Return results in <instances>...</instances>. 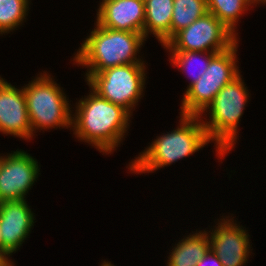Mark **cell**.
<instances>
[{
  "label": "cell",
  "mask_w": 266,
  "mask_h": 266,
  "mask_svg": "<svg viewBox=\"0 0 266 266\" xmlns=\"http://www.w3.org/2000/svg\"><path fill=\"white\" fill-rule=\"evenodd\" d=\"M89 94L72 104V132L76 141L85 142L102 155L110 156L119 149L126 136L132 115L123 107L111 103L89 85Z\"/></svg>",
  "instance_id": "1"
},
{
  "label": "cell",
  "mask_w": 266,
  "mask_h": 266,
  "mask_svg": "<svg viewBox=\"0 0 266 266\" xmlns=\"http://www.w3.org/2000/svg\"><path fill=\"white\" fill-rule=\"evenodd\" d=\"M93 25V29H90L70 59L73 66L86 69L84 82L108 68L147 63L144 53L140 54L147 41L142 33L109 29L100 26L96 21Z\"/></svg>",
  "instance_id": "2"
},
{
  "label": "cell",
  "mask_w": 266,
  "mask_h": 266,
  "mask_svg": "<svg viewBox=\"0 0 266 266\" xmlns=\"http://www.w3.org/2000/svg\"><path fill=\"white\" fill-rule=\"evenodd\" d=\"M179 115V122L173 130L157 134L144 150L128 162V173L134 176L155 173L189 158L212 143L199 116Z\"/></svg>",
  "instance_id": "3"
},
{
  "label": "cell",
  "mask_w": 266,
  "mask_h": 266,
  "mask_svg": "<svg viewBox=\"0 0 266 266\" xmlns=\"http://www.w3.org/2000/svg\"><path fill=\"white\" fill-rule=\"evenodd\" d=\"M243 78L240 74L226 84L199 116L209 140L214 144L217 162L223 163L239 141L240 122L251 100L250 89Z\"/></svg>",
  "instance_id": "4"
},
{
  "label": "cell",
  "mask_w": 266,
  "mask_h": 266,
  "mask_svg": "<svg viewBox=\"0 0 266 266\" xmlns=\"http://www.w3.org/2000/svg\"><path fill=\"white\" fill-rule=\"evenodd\" d=\"M52 75L49 70H42L35 77L32 76L28 83L23 84L33 139L41 131H72L73 101Z\"/></svg>",
  "instance_id": "5"
},
{
  "label": "cell",
  "mask_w": 266,
  "mask_h": 266,
  "mask_svg": "<svg viewBox=\"0 0 266 266\" xmlns=\"http://www.w3.org/2000/svg\"><path fill=\"white\" fill-rule=\"evenodd\" d=\"M240 40L227 50L216 53L205 73L182 93L179 114L200 116L217 93L243 72L238 61Z\"/></svg>",
  "instance_id": "6"
},
{
  "label": "cell",
  "mask_w": 266,
  "mask_h": 266,
  "mask_svg": "<svg viewBox=\"0 0 266 266\" xmlns=\"http://www.w3.org/2000/svg\"><path fill=\"white\" fill-rule=\"evenodd\" d=\"M147 63L124 64L94 74L86 83L106 100L126 109L132 116L145 95Z\"/></svg>",
  "instance_id": "7"
},
{
  "label": "cell",
  "mask_w": 266,
  "mask_h": 266,
  "mask_svg": "<svg viewBox=\"0 0 266 266\" xmlns=\"http://www.w3.org/2000/svg\"><path fill=\"white\" fill-rule=\"evenodd\" d=\"M239 38L218 18L207 12L191 25L177 32L164 46V51L222 52Z\"/></svg>",
  "instance_id": "8"
},
{
  "label": "cell",
  "mask_w": 266,
  "mask_h": 266,
  "mask_svg": "<svg viewBox=\"0 0 266 266\" xmlns=\"http://www.w3.org/2000/svg\"><path fill=\"white\" fill-rule=\"evenodd\" d=\"M227 213L228 215H226ZM227 213L217 217L214 220V226L205 228L209 237L210 249L220 259L223 266H246L249 259L255 254L249 230L242 226L234 213Z\"/></svg>",
  "instance_id": "9"
},
{
  "label": "cell",
  "mask_w": 266,
  "mask_h": 266,
  "mask_svg": "<svg viewBox=\"0 0 266 266\" xmlns=\"http://www.w3.org/2000/svg\"><path fill=\"white\" fill-rule=\"evenodd\" d=\"M10 152L0 154V202L27 199L41 175L34 156L22 149Z\"/></svg>",
  "instance_id": "10"
},
{
  "label": "cell",
  "mask_w": 266,
  "mask_h": 266,
  "mask_svg": "<svg viewBox=\"0 0 266 266\" xmlns=\"http://www.w3.org/2000/svg\"><path fill=\"white\" fill-rule=\"evenodd\" d=\"M0 133L23 139L33 140L26 98L23 86L11 84L0 75Z\"/></svg>",
  "instance_id": "11"
},
{
  "label": "cell",
  "mask_w": 266,
  "mask_h": 266,
  "mask_svg": "<svg viewBox=\"0 0 266 266\" xmlns=\"http://www.w3.org/2000/svg\"><path fill=\"white\" fill-rule=\"evenodd\" d=\"M27 199L0 202V230L2 251L12 258L30 238L36 221L35 211Z\"/></svg>",
  "instance_id": "12"
},
{
  "label": "cell",
  "mask_w": 266,
  "mask_h": 266,
  "mask_svg": "<svg viewBox=\"0 0 266 266\" xmlns=\"http://www.w3.org/2000/svg\"><path fill=\"white\" fill-rule=\"evenodd\" d=\"M97 7L94 17L100 26L143 34L144 0H100Z\"/></svg>",
  "instance_id": "13"
},
{
  "label": "cell",
  "mask_w": 266,
  "mask_h": 266,
  "mask_svg": "<svg viewBox=\"0 0 266 266\" xmlns=\"http://www.w3.org/2000/svg\"><path fill=\"white\" fill-rule=\"evenodd\" d=\"M184 235L174 242V246L166 254V266H197V263L210 249V242L206 230L196 231Z\"/></svg>",
  "instance_id": "14"
},
{
  "label": "cell",
  "mask_w": 266,
  "mask_h": 266,
  "mask_svg": "<svg viewBox=\"0 0 266 266\" xmlns=\"http://www.w3.org/2000/svg\"><path fill=\"white\" fill-rule=\"evenodd\" d=\"M144 6L143 35L147 40L154 36L162 47L170 40L173 0H144Z\"/></svg>",
  "instance_id": "15"
},
{
  "label": "cell",
  "mask_w": 266,
  "mask_h": 266,
  "mask_svg": "<svg viewBox=\"0 0 266 266\" xmlns=\"http://www.w3.org/2000/svg\"><path fill=\"white\" fill-rule=\"evenodd\" d=\"M165 53L168 55L171 67L185 73L184 75L189 79L185 91L205 73L211 58L216 54V52L201 51H166Z\"/></svg>",
  "instance_id": "16"
},
{
  "label": "cell",
  "mask_w": 266,
  "mask_h": 266,
  "mask_svg": "<svg viewBox=\"0 0 266 266\" xmlns=\"http://www.w3.org/2000/svg\"><path fill=\"white\" fill-rule=\"evenodd\" d=\"M207 10L218 18L230 31L239 39L238 23L248 11H254L257 5L261 4L257 0H206ZM240 19V20H239Z\"/></svg>",
  "instance_id": "17"
},
{
  "label": "cell",
  "mask_w": 266,
  "mask_h": 266,
  "mask_svg": "<svg viewBox=\"0 0 266 266\" xmlns=\"http://www.w3.org/2000/svg\"><path fill=\"white\" fill-rule=\"evenodd\" d=\"M32 0H0V36L21 29L31 10Z\"/></svg>",
  "instance_id": "18"
},
{
  "label": "cell",
  "mask_w": 266,
  "mask_h": 266,
  "mask_svg": "<svg viewBox=\"0 0 266 266\" xmlns=\"http://www.w3.org/2000/svg\"><path fill=\"white\" fill-rule=\"evenodd\" d=\"M207 12L206 0H173L170 39Z\"/></svg>",
  "instance_id": "19"
},
{
  "label": "cell",
  "mask_w": 266,
  "mask_h": 266,
  "mask_svg": "<svg viewBox=\"0 0 266 266\" xmlns=\"http://www.w3.org/2000/svg\"><path fill=\"white\" fill-rule=\"evenodd\" d=\"M197 266H223L216 254L209 249L203 258L197 263Z\"/></svg>",
  "instance_id": "20"
},
{
  "label": "cell",
  "mask_w": 266,
  "mask_h": 266,
  "mask_svg": "<svg viewBox=\"0 0 266 266\" xmlns=\"http://www.w3.org/2000/svg\"><path fill=\"white\" fill-rule=\"evenodd\" d=\"M14 260L7 252L0 250V266H15Z\"/></svg>",
  "instance_id": "21"
},
{
  "label": "cell",
  "mask_w": 266,
  "mask_h": 266,
  "mask_svg": "<svg viewBox=\"0 0 266 266\" xmlns=\"http://www.w3.org/2000/svg\"><path fill=\"white\" fill-rule=\"evenodd\" d=\"M263 7L266 5V0H257Z\"/></svg>",
  "instance_id": "22"
},
{
  "label": "cell",
  "mask_w": 266,
  "mask_h": 266,
  "mask_svg": "<svg viewBox=\"0 0 266 266\" xmlns=\"http://www.w3.org/2000/svg\"><path fill=\"white\" fill-rule=\"evenodd\" d=\"M0 250H2V237H1V230H0Z\"/></svg>",
  "instance_id": "23"
}]
</instances>
